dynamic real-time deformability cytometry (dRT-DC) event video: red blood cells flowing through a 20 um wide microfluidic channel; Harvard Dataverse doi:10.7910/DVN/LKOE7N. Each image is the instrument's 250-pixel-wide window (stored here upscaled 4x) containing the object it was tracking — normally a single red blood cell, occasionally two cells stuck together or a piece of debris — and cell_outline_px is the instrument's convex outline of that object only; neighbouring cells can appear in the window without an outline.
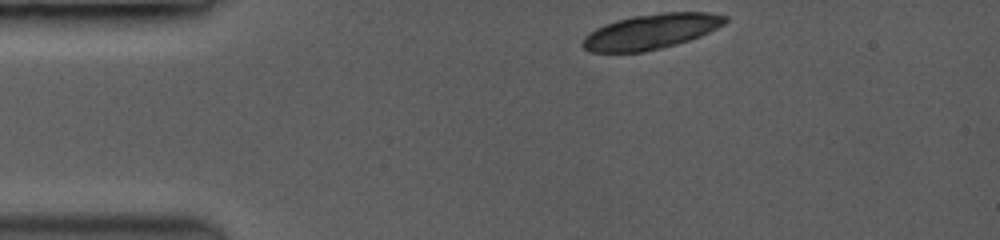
{"species": "common noctule bat (a hibernating species)", "species_latin": "Nyctalus noctula", "temperature_condition": "room temperature", "stored_images_in_passage": 43, "camera_frame_rate_fps": 3500, "um_per_image_px": 0.085, "animal": {"sex": "female", "body_mass_g": 19.0, "forearm_length_mm": 53.3}, "frame": {"image": 1, "passage_image": 1, "time_ms": 0.0, "image_size_px": [1000, 240], "cell_outline_px": [[728, 20], [724, 24], [700, 36], [688, 40], [640, 52], [592, 52], [584, 48], [584, 40], [596, 28], [616, 20], [632, 16], [664, 12], [704, 12], [728, 16]], "centroid_in_image_um": [55.38, 2.66], "position_along_channel_um": 29.6, "area_um2": 28.38}, "authors_computed_cell_mechanics": {"area_um2": 18.3804, "velocity_mm_per_s": 3.9954, "shape_relaxation_time_tau1_ms": 0.5729, "shape_relaxation_time_tau2_ms": null, "deformation_change_tau1": 0.1083, "deformation_change_tau2": null}}